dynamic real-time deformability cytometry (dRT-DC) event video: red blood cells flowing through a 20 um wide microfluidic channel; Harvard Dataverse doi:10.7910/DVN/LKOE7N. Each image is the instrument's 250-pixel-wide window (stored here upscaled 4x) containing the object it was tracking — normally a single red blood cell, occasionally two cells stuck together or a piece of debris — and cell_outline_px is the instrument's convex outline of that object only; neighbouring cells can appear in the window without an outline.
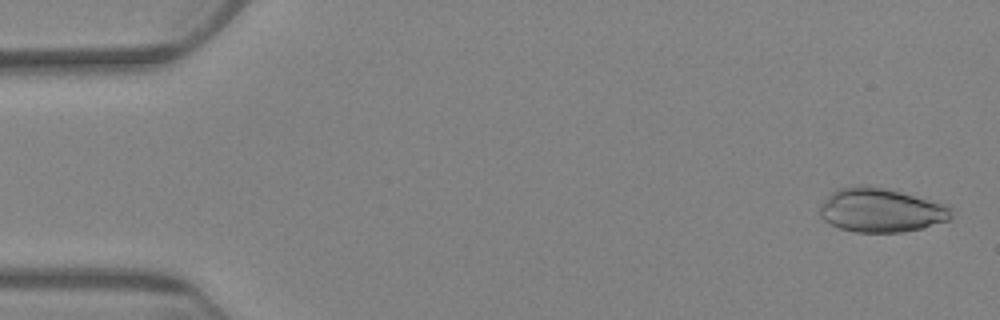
{"species": "Egyptian fruit bat (a non-hibernating species)", "species_latin": "Rousettus aegyptiacus", "temperature_condition": "warm", "stored_images_in_passage": 6, "camera_frame_rate_fps": 3000, "um_per_image_px": 0.085, "animal": {"sex": "female"}, "frame": {"image": 1, "passage_image": 1, "time_ms": 0.0, "image_size_px": [1000, 320], "cell_outline_px": [[952, 216], [948, 220], [924, 228], [900, 232], [856, 232], [840, 228], [824, 220], [820, 216], [820, 204], [836, 188], [860, 184], [868, 184], [948, 204], [952, 208]], "centroid_in_image_um": [74.89, 17.85], "position_along_channel_um": 10.1, "area_um2": 33.93}}
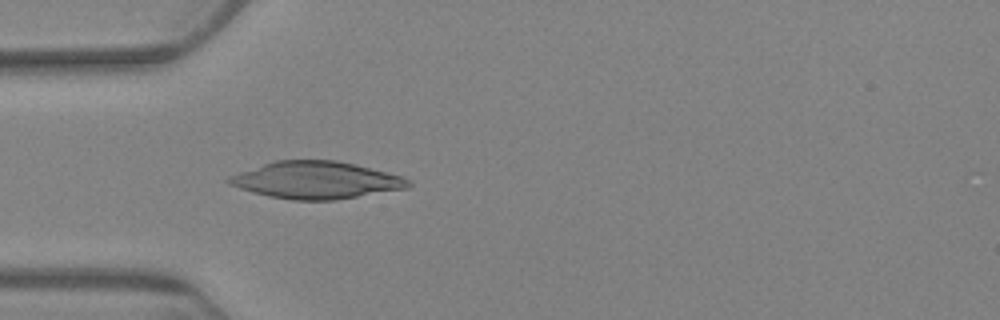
{"frame": {"image": 2, "passage_image": 6, "time_ms": 5.667, "image_size_px": [1000, 320], "cell_outline_px": [[412, 184], [408, 188], [336, 200], [292, 200], [268, 196], [252, 192], [228, 184], [224, 180], [228, 176], [276, 160], [336, 160], [356, 164], [404, 176], [412, 180]], "centroid_in_image_um": [26.91, 15.31], "position_along_channel_um": 58.1, "area_um2": 39.07}}